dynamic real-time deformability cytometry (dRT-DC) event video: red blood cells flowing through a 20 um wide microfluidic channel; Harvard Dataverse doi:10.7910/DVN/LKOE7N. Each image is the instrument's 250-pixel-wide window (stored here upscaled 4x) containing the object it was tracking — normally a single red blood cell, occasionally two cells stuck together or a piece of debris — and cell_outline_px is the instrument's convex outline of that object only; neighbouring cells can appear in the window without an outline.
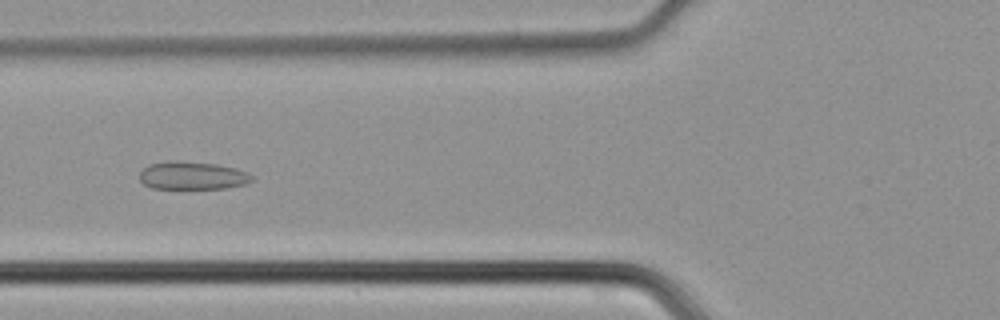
{"species": "common noctule bat (a hibernating species)", "species_latin": "Nyctalus noctula", "temperature_condition": "cold", "stored_images_in_passage": 30, "camera_frame_rate_fps": 3000, "um_per_image_px": 0.085, "animal": {"sex": "male", "body_mass_g": 21.5, "forearm_length_mm": 52.0}, "frame": {"image": 1, "passage_image": 8, "time_ms": 2.333, "image_size_px": [1000, 320], "cell_outline_px": [[252, 180], [244, 184], [224, 188], [152, 188], [144, 184], [140, 180], [140, 172], [148, 164], [168, 160], [176, 160], [216, 164], [236, 168], [248, 172], [252, 176]], "centroid_in_image_um": [16.33, 14.9], "position_along_channel_um": 109.5, "area_um2": 18.26}}
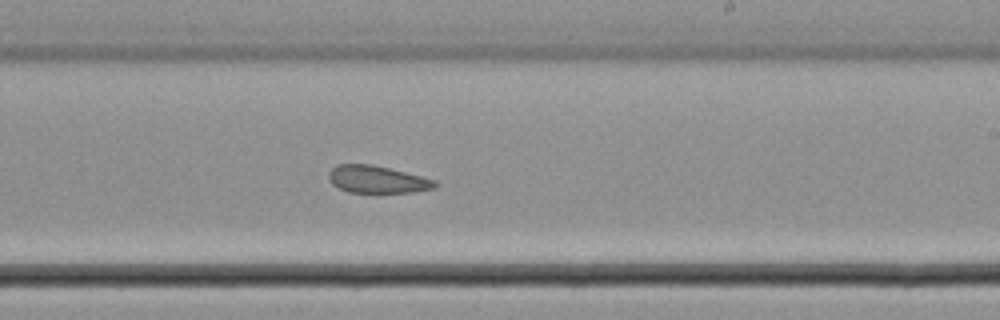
{"frame": {"image": 2, "passage_image": 18, "time_ms": 5.667, "image_size_px": [1000, 320], "cell_outline_px": [[440, 184], [432, 188], [412, 192], [348, 192], [332, 184], [328, 176], [328, 172], [336, 164], [368, 164], [388, 168], [436, 180]], "centroid_in_image_um": [32.04, 15.25], "position_along_channel_um": 257.0, "area_um2": 16.7}}
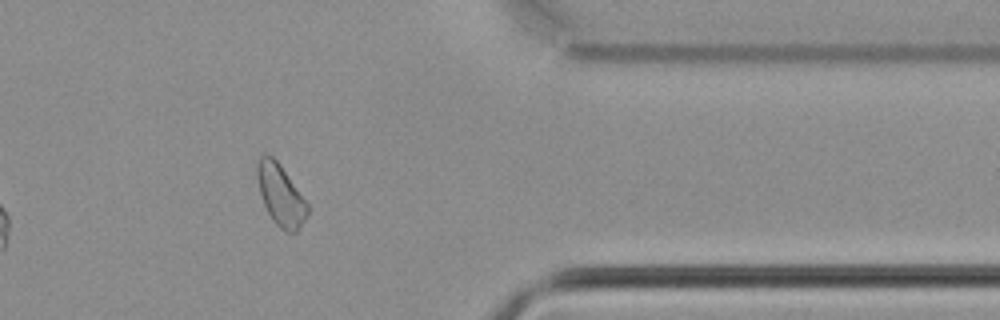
{"frame": {"image": 3, "passage_image": 28, "time_ms": 9.0, "image_size_px": [1000, 320], "cell_outline_px": [[308, 212], [304, 220], [296, 232], [284, 232], [272, 220], [264, 204], [260, 192], [256, 176], [256, 160], [264, 152], [268, 152], [280, 164], [308, 204]], "centroid_in_image_um": [23.81, 16.53], "position_along_channel_um": 387.6, "area_um2": 17.98}}